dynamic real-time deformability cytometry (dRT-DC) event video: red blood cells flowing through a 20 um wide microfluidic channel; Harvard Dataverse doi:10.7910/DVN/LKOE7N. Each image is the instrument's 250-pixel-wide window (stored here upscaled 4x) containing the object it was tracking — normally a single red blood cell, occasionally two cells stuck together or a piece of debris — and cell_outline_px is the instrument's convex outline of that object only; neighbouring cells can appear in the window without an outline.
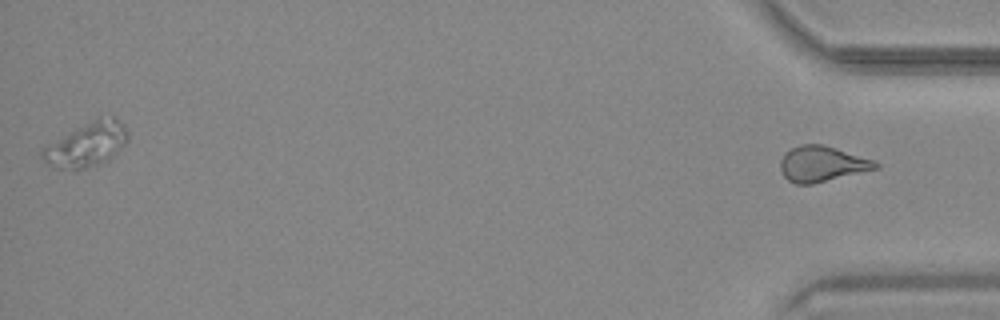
{"species": "common noctule bat (a hibernating species)", "species_latin": "Nyctalus noctula", "temperature_condition": "warm", "stored_images_in_passage": 41, "segment_of_instrument_passage": [2, 2], "camera_frame_rate_fps": 3000, "um_per_image_px": 0.085, "animal": {"sex": "male", "body_mass_g": 20.4}, "frame": {"image": 1, "passage_image": 41, "time_ms": 13.333, "image_size_px": [1000, 320], "cell_outline_px": [[880, 168], [812, 184], [796, 184], [788, 180], [784, 176], [780, 168], [780, 160], [784, 152], [800, 144], [820, 144], [836, 148], [876, 160], [880, 164]], "centroid_in_image_um": [69.89, 13.93], "position_along_channel_um": 365.3, "area_um2": 19.88}}